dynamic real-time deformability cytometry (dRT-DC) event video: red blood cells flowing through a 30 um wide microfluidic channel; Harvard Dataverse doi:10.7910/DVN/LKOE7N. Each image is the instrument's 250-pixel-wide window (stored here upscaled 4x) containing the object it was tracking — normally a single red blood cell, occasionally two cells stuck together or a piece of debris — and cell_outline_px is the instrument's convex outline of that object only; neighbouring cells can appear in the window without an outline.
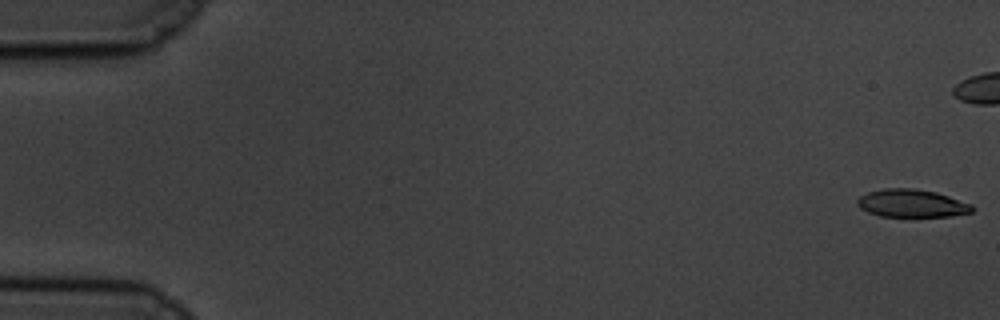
{"species": "common noctule bat (a hibernating species)", "species_latin": "Nyctalus noctula", "temperature_condition": "cold", "stored_images_in_passage": 11, "camera_frame_rate_fps": 3000, "um_per_image_px": 0.085, "animal": {"sex": "male", "body_mass_g": 19.5, "forearm_length_mm": 54.6}, "frame": {"image": 1, "passage_image": 1, "time_ms": 0.0, "image_size_px": [1000, 320], "cell_outline_px": [[976, 208], [972, 212], [948, 216], [880, 216], [868, 212], [860, 208], [856, 204], [856, 200], [860, 196], [868, 192], [884, 188], [916, 188], [936, 192], [972, 204]], "centroid_in_image_um": [77.49, 17.27], "position_along_channel_um": 7.5, "area_um2": 18.67}}